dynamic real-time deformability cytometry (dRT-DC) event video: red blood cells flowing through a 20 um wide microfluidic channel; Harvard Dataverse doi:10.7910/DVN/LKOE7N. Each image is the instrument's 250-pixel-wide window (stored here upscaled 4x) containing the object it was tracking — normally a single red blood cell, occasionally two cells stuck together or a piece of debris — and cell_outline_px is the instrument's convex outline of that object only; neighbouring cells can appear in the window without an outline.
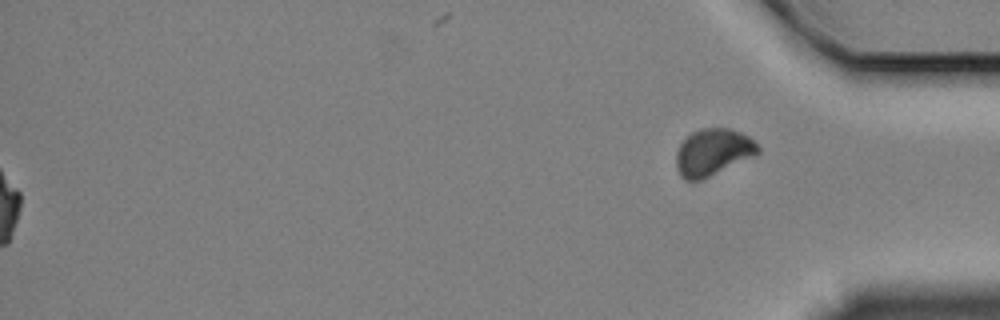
{"species": "Egyptian fruit bat (a non-hibernating species)", "species_latin": "Rousettus aegyptiacus", "temperature_condition": "cold", "stored_images_in_passage": 42, "segment_of_instrument_passage": [2, 2], "camera_frame_rate_fps": 3000, "um_per_image_px": 0.085, "animal": {"sex": "female"}, "frame": {"image": 1, "passage_image": 42, "time_ms": 13.667, "image_size_px": [1000, 320], "cell_outline_px": [[760, 152], [756, 156], [700, 180], [684, 180], [680, 176], [676, 168], [676, 152], [680, 144], [692, 132], [700, 128], [728, 128], [740, 132], [748, 136], [760, 148]], "centroid_in_image_um": [60.59, 12.94], "position_along_channel_um": 374.6, "area_um2": 22.37}}